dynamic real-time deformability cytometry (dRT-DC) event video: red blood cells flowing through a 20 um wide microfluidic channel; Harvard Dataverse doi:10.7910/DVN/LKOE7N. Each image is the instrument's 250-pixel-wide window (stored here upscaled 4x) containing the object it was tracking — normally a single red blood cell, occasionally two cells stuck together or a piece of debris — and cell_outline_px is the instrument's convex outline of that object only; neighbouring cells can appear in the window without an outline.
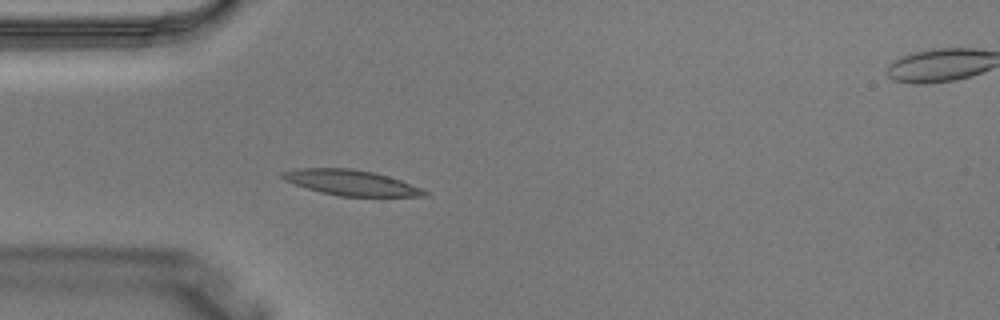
{"species": "Egyptian fruit bat (a non-hibernating species)", "species_latin": "Rousettus aegyptiacus", "temperature_condition": "warm", "stored_images_in_passage": 3, "camera_frame_rate_fps": 3000, "um_per_image_px": 0.085, "animal": {"sex": "male"}, "frame": {"image": 1, "passage_image": 2, "time_ms": 0.333, "image_size_px": [1000, 320], "cell_outline_px": [[428, 196], [340, 196], [320, 192], [284, 180], [280, 176], [280, 172], [300, 168], [352, 168], [372, 172], [388, 176], [400, 180], [420, 188], [428, 192]], "centroid_in_image_um": [29.81, 15.52], "position_along_channel_um": 55.2, "area_um2": 20.81}}